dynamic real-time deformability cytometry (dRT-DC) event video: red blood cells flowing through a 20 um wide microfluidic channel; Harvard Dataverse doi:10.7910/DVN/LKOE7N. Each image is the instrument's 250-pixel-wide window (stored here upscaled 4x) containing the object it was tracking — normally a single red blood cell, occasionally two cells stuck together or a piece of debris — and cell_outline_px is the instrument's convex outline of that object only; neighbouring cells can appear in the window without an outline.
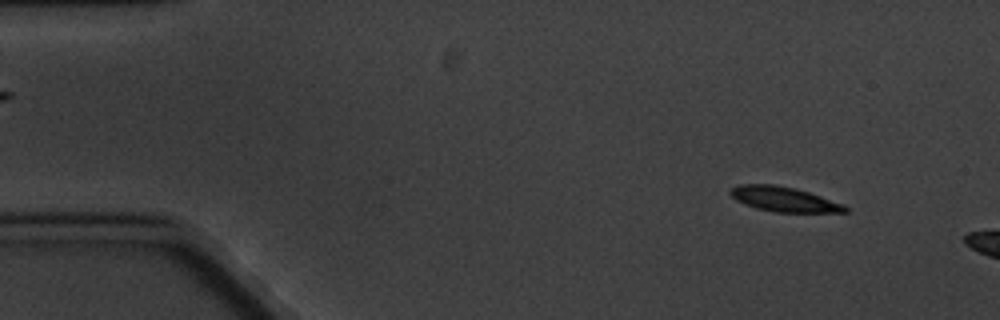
{"species": "common noctule bat (a hibernating species)", "species_latin": "Nyctalus noctula", "temperature_condition": "cold", "stored_images_in_passage": 4, "camera_frame_rate_fps": 3000, "um_per_image_px": 0.085, "animal": {"sex": "male", "body_mass_g": 20.1, "forearm_length_mm": 53.5}, "frame": {"image": 1, "passage_image": 2, "time_ms": 1.333, "image_size_px": [1000, 320], "cell_outline_px": [[848, 212], [776, 212], [756, 208], [744, 204], [736, 200], [728, 192], [732, 188], [740, 184], [772, 184], [792, 188], [808, 192], [844, 204], [848, 208]], "centroid_in_image_um": [66.62, 16.94], "position_along_channel_um": 18.4, "area_um2": 16.42}}